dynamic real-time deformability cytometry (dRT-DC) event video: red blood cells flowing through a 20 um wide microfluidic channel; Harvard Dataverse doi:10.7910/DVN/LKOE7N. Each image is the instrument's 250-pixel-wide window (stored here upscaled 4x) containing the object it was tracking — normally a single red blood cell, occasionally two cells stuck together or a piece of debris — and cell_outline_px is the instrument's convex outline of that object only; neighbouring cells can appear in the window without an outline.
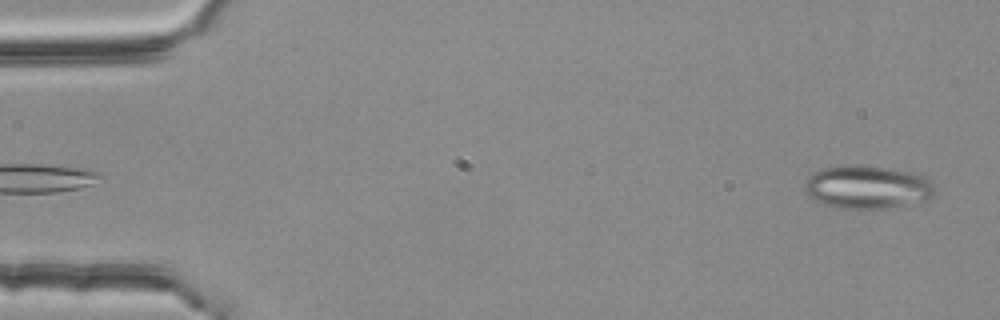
{"species": "common noctule bat (a hibernating species)", "species_latin": "Nyctalus noctula", "temperature_condition": "room temperature", "stored_images_in_passage": 55, "segment_of_instrument_passage": [1, 2], "camera_frame_rate_fps": 3000, "um_per_image_px": 0.085, "animal": {"sex": "female", "body_mass_g": 25.1}, "frame": {"image": 1, "passage_image": 2, "time_ms": 0.333, "image_size_px": [1000, 320], "cell_outline_px": [[936, 192], [932, 196], [924, 200], [884, 208], [836, 208], [824, 204], [808, 196], [804, 192], [804, 180], [812, 172], [820, 168], [848, 164], [864, 164], [912, 172], [924, 176], [936, 188]], "centroid_in_image_um": [73.65, 15.87], "position_along_channel_um": 11.3, "area_um2": 33.06}}
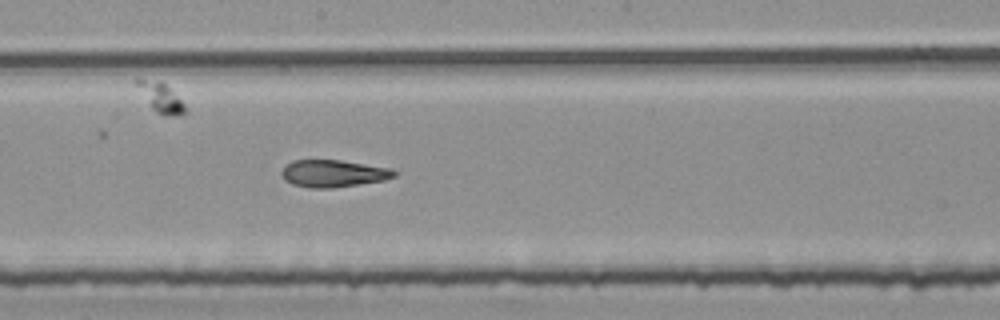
{"frame": {"image": 2, "passage_image": 29, "time_ms": 9.333, "image_size_px": [1000, 320], "cell_outline_px": [[396, 176], [384, 180], [332, 188], [312, 188], [292, 184], [284, 180], [280, 172], [292, 160], [340, 160], [388, 168], [396, 172]], "centroid_in_image_um": [28.29, 14.75], "position_along_channel_um": 219.9, "area_um2": 17.63}}
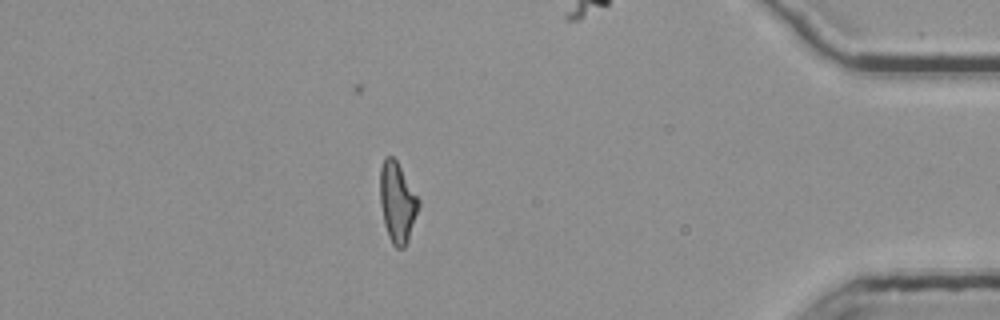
{"frame": {"image": 3, "passage_image": 47, "time_ms": 15.333, "image_size_px": [1000, 320], "cell_outline_px": [[420, 204], [408, 240], [404, 248], [396, 248], [392, 244], [388, 236], [384, 224], [380, 204], [380, 168], [384, 160], [388, 156], [392, 156], [396, 160], [420, 200]], "centroid_in_image_um": [33.77, 17.22], "position_along_channel_um": 401.4, "area_um2": 17.92}}